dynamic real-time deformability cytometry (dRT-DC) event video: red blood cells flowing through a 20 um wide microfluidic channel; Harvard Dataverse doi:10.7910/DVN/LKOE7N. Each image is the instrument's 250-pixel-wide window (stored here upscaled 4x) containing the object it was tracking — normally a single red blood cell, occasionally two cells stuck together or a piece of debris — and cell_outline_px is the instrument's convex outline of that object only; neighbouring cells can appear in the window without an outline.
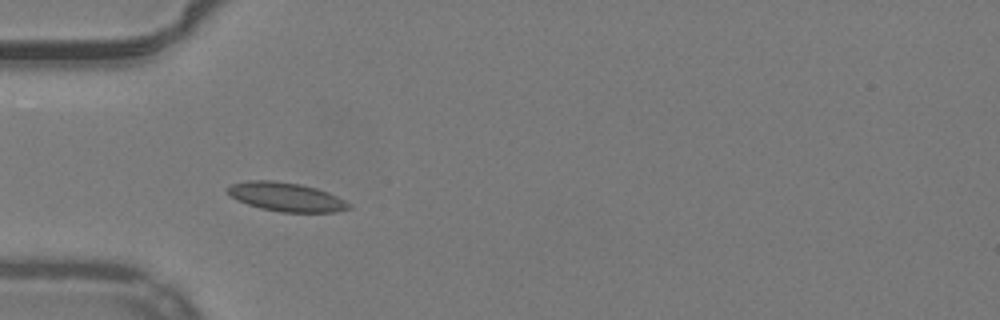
{"species": "common noctule bat (a hibernating species)", "species_latin": "Nyctalus noctula", "temperature_condition": "warm", "stored_images_in_passage": 32, "camera_frame_rate_fps": 3000, "um_per_image_px": 0.085, "animal": {"sex": "male", "body_mass_g": 19.2, "forearm_length_mm": 51.8}, "frame": {"image": 1, "passage_image": 4, "time_ms": 1.0, "image_size_px": [1000, 320], "cell_outline_px": [[352, 208], [336, 212], [280, 212], [260, 208], [236, 200], [228, 192], [228, 188], [232, 184], [248, 180], [272, 180], [300, 184], [316, 188], [328, 192], [352, 204]], "centroid_in_image_um": [24.36, 16.74], "position_along_channel_um": 60.6, "area_um2": 20.35}}
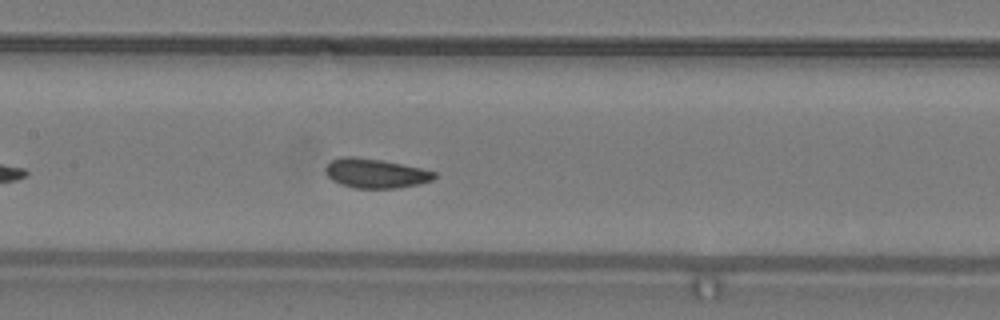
{"frame": {"image": 2, "passage_image": 13, "time_ms": 4.0, "image_size_px": [1000, 320], "cell_outline_px": [[436, 176], [432, 180], [420, 184], [396, 188], [356, 188], [340, 184], [332, 180], [324, 172], [324, 168], [332, 160], [340, 156], [356, 156], [380, 160], [420, 168], [436, 172]], "centroid_in_image_um": [31.88, 14.73], "position_along_channel_um": 175.5, "area_um2": 18.61}}
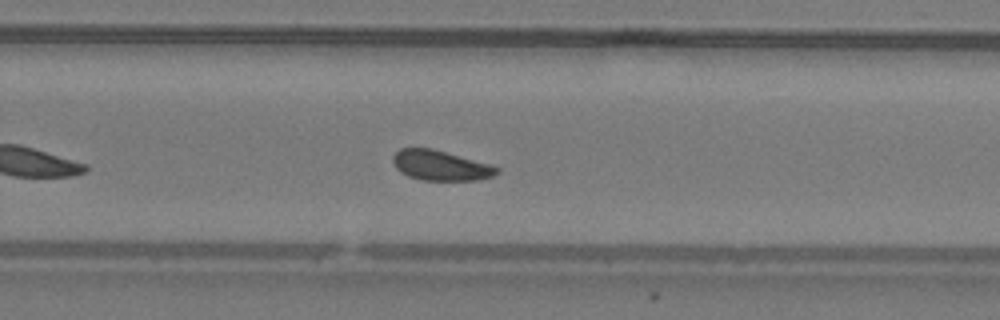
{"frame": {"image": 3, "passage_image": 22, "time_ms": 7.0, "image_size_px": [1000, 320], "cell_outline_px": [[500, 172], [492, 176], [476, 180], [420, 180], [408, 176], [400, 172], [396, 168], [392, 160], [392, 156], [400, 148], [432, 148], [492, 164], [500, 168]], "centroid_in_image_um": [37.45, 14.06], "position_along_channel_um": 292.3, "area_um2": 18.38}, "authors_computed_cell_mechanics": {"area_um2": 18.7272, "velocity_mm_per_s": 3.9251, "shape_relaxation_time_tau1_ms": 5.2529, "shape_relaxation_time_tau2_ms": 1.7961, "deformation_change_tau1": 0.0988, "deformation_change_tau2": 0.059}}